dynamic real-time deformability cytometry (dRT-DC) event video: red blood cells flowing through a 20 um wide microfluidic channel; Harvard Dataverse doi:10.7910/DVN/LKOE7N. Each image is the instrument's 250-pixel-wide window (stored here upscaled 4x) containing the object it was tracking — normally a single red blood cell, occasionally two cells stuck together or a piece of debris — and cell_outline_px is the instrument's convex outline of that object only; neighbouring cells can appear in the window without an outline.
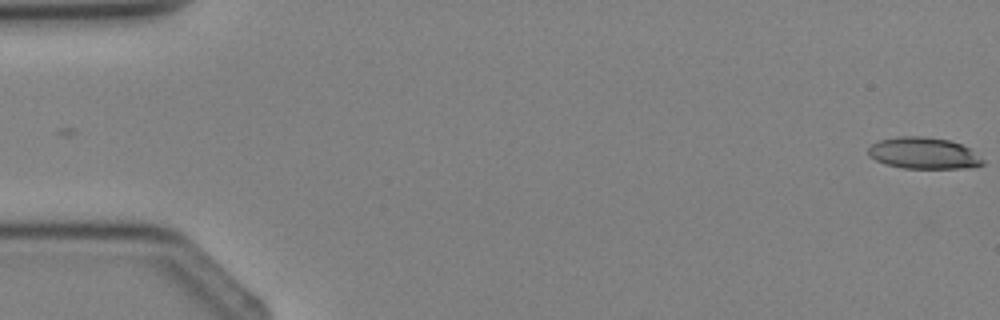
{"species": "Egyptian fruit bat (a non-hibernating species)", "species_latin": "Rousettus aegyptiacus", "temperature_condition": "cold", "stored_images_in_passage": 3, "camera_frame_rate_fps": 3000, "um_per_image_px": 0.085, "animal": {"sex": "female"}, "frame": {"image": 1, "passage_image": 3, "time_ms": 2.333, "image_size_px": [1000, 320], "cell_outline_px": [[984, 164], [972, 168], [904, 168], [884, 164], [868, 156], [868, 148], [872, 144], [880, 140], [900, 136], [924, 136], [948, 140], [960, 144], [968, 148], [984, 160]], "centroid_in_image_um": [78.49, 13.03], "position_along_channel_um": 6.5, "area_um2": 20.98}}